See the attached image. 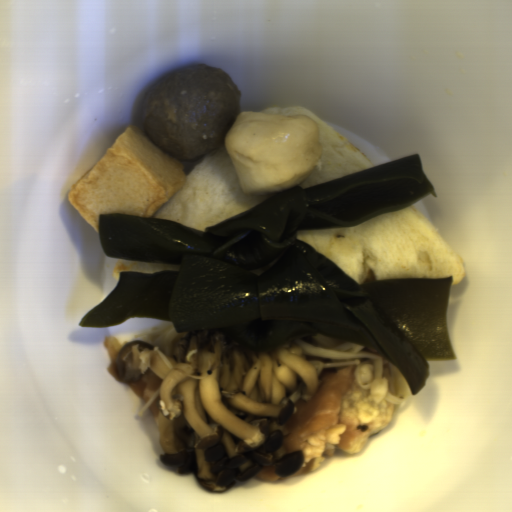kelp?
<instances>
[{"label": "kelp", "mask_w": 512, "mask_h": 512, "mask_svg": "<svg viewBox=\"0 0 512 512\" xmlns=\"http://www.w3.org/2000/svg\"><path fill=\"white\" fill-rule=\"evenodd\" d=\"M427 195L438 196L418 154L280 190L204 230L98 214L107 258L179 269L121 271L78 325L142 318L171 322L176 333L219 329L256 353L303 335L365 344L405 376L414 396L427 383L428 361H456L448 335L453 276L357 283L297 233L355 226Z\"/></svg>", "instance_id": "99668d17"}]
</instances>
